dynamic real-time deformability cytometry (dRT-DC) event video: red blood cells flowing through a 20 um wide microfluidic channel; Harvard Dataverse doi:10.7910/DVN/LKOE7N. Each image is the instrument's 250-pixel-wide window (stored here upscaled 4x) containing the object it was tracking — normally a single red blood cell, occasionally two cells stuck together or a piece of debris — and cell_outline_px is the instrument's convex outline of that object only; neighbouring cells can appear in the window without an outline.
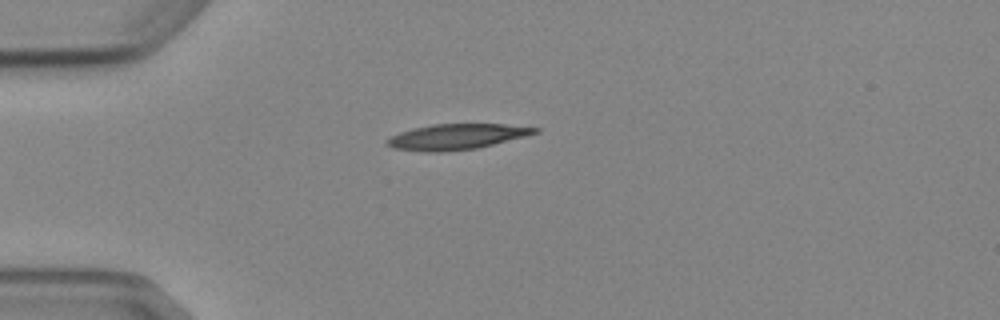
{"species": "Egyptian fruit bat (a non-hibernating species)", "species_latin": "Rousettus aegyptiacus", "temperature_condition": "cold", "stored_images_in_passage": 2, "camera_frame_rate_fps": 3000, "um_per_image_px": 0.085, "animal": {"sex": "female"}, "frame": {"image": 1, "passage_image": 2, "time_ms": 1.0, "image_size_px": [1000, 320], "cell_outline_px": [[540, 132], [528, 136], [476, 148], [440, 152], [424, 152], [392, 148], [384, 144], [384, 140], [400, 132], [412, 128], [432, 124], [504, 124], [540, 128]], "centroid_in_image_um": [38.79, 11.62], "position_along_channel_um": 46.2, "area_um2": 22.2}}